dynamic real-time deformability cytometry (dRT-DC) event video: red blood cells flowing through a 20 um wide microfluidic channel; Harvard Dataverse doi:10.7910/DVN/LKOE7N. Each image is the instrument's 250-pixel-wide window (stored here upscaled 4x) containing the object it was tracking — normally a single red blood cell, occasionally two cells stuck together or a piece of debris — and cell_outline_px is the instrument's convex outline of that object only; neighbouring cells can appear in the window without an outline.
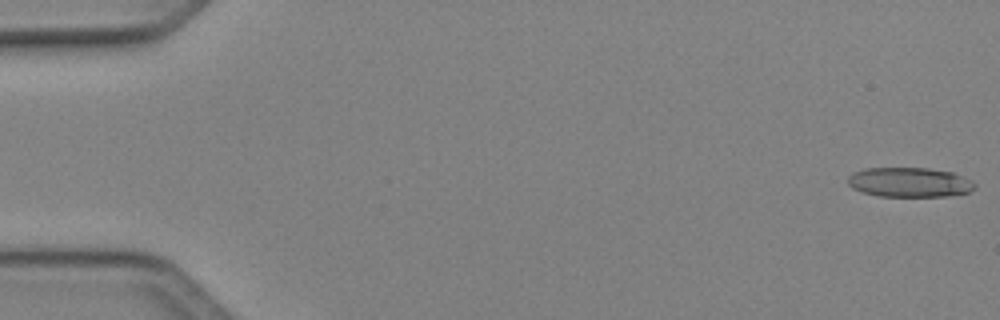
{"species": "Egyptian fruit bat (a non-hibernating species)", "species_latin": "Rousettus aegyptiacus", "temperature_condition": "cold", "stored_images_in_passage": 9, "camera_frame_rate_fps": 3000, "um_per_image_px": 0.085, "animal": {"sex": "female"}, "frame": {"image": 1, "passage_image": 1, "time_ms": 0.0, "image_size_px": [1000, 320], "cell_outline_px": [[976, 188], [968, 192], [948, 196], [880, 196], [864, 192], [852, 188], [848, 184], [848, 176], [852, 172], [864, 168], [928, 168], [952, 172], [972, 180], [976, 184]], "centroid_in_image_um": [77.31, 15.48], "position_along_channel_um": 7.7, "area_um2": 21.96}}